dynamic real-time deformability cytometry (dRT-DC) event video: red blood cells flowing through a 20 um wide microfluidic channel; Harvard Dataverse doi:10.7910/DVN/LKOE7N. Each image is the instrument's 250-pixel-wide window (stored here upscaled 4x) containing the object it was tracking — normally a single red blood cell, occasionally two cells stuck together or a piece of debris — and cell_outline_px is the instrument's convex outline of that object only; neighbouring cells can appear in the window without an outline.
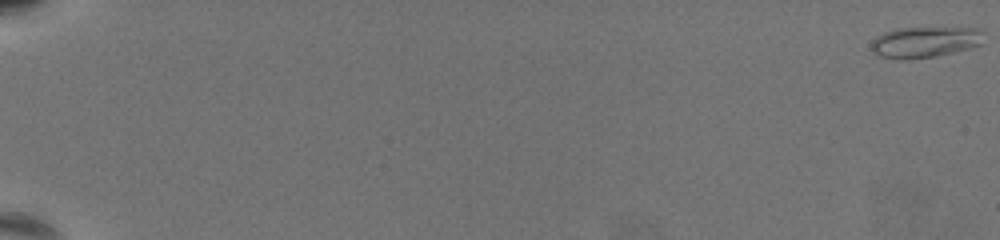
{"species": "common noctule bat (a hibernating species)", "species_latin": "Nyctalus noctula", "temperature_condition": "warm", "stored_images_in_passage": 68, "camera_frame_rate_fps": 3000, "um_per_image_px": 0.085, "animal": {"sex": "female", "body_mass_g": 19.5, "forearm_length_mm": 54.1}, "frame": {"image": 1, "passage_image": 1, "time_ms": 0.0, "image_size_px": [1000, 240], "cell_outline_px": [[984, 32], [980, 44], [952, 52], [936, 56], [904, 60], [900, 60], [880, 56], [872, 52], [872, 40], [876, 36], [884, 32], [896, 28], [976, 28]], "centroid_in_image_um": [78.55, 3.57], "position_along_channel_um": 6.4, "area_um2": 20.11}}
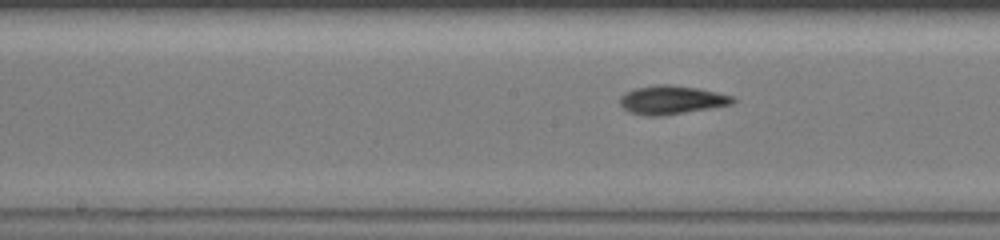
{"frame": {"image": 2, "passage_image": 41, "time_ms": 13.333, "image_size_px": [1000, 240], "cell_outline_px": [[736, 100], [732, 104], [660, 116], [648, 116], [632, 112], [624, 108], [620, 104], [620, 96], [624, 92], [636, 88], [656, 84], [668, 84], [696, 88], [716, 92], [732, 96]], "centroid_in_image_um": [57.05, 8.48], "position_along_channel_um": 191.2, "area_um2": 18.5}}
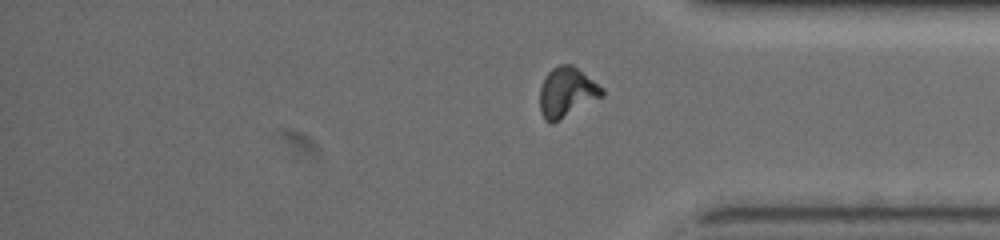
{"frame": {"image": 3, "passage_image": 60, "time_ms": 19.667, "image_size_px": [1000, 240], "cell_outline_px": [[604, 96], [560, 120], [552, 124], [544, 120], [540, 112], [540, 88], [548, 72], [552, 68], [560, 64], [572, 64], [604, 88]], "centroid_in_image_um": [48.18, 7.86], "position_along_channel_um": 387.0, "area_um2": 18.21}}